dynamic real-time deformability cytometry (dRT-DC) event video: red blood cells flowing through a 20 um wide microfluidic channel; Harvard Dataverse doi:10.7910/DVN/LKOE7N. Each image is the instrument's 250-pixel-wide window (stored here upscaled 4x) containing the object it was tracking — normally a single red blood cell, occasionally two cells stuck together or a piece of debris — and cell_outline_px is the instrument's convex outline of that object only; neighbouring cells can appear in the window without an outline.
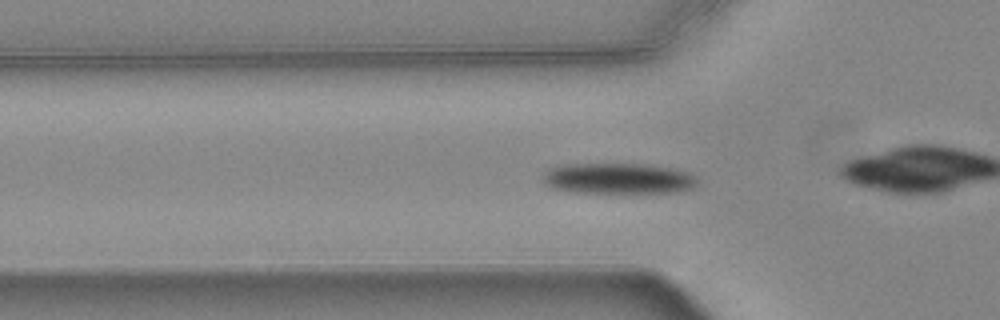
{"species": "common noctule bat (a hibernating species)", "species_latin": "Nyctalus noctula", "temperature_condition": "warm", "stored_images_in_passage": 55, "camera_frame_rate_fps": 3000, "um_per_image_px": 0.085, "animal": {"sex": "female", "body_mass_g": 24.6, "forearm_length_mm": 56.2}, "frame": {"image": 1, "passage_image": 17, "time_ms": 5.333, "image_size_px": [1000, 320], "cell_outline_px": [[696, 188], [680, 192], [568, 192], [552, 188], [544, 184], [540, 176], [548, 168], [564, 164], [644, 164], [672, 168], [688, 172], [696, 176]], "centroid_in_image_um": [52.51, 15.17], "position_along_channel_um": 73.3, "area_um2": 28.03}}
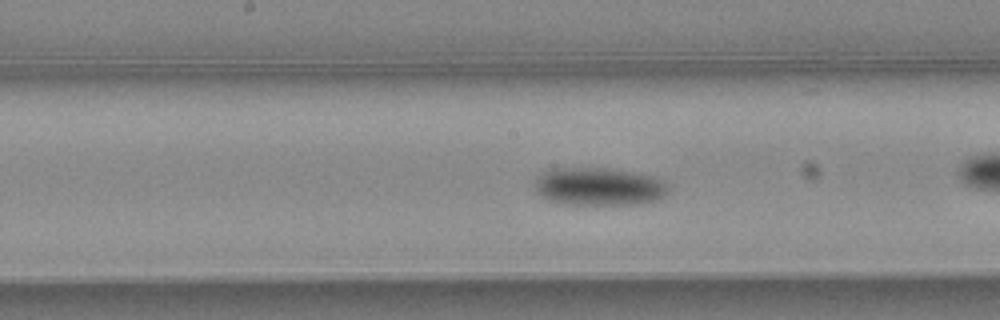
{"frame": {"image": 2, "passage_image": 27, "time_ms": 8.667, "image_size_px": [1000, 320], "cell_outline_px": [[668, 192], [664, 196], [656, 200], [640, 204], [564, 204], [548, 200], [540, 196], [536, 192], [532, 184], [536, 176], [548, 168], [608, 168], [656, 176], [668, 184]], "centroid_in_image_um": [50.86, 15.85], "position_along_channel_um": 197.3, "area_um2": 30.06}}
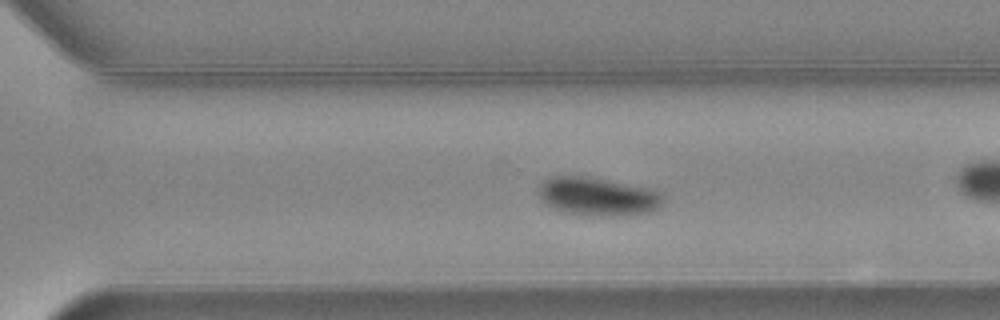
{"frame": {"image": 3, "passage_image": 37, "time_ms": 12.0, "image_size_px": [1000, 320], "cell_outline_px": [[664, 204], [648, 212], [620, 216], [588, 216], [564, 212], [552, 208], [540, 196], [540, 184], [544, 180], [552, 176], [584, 176], [648, 188], [660, 192], [664, 200]], "centroid_in_image_um": [50.82, 16.72], "position_along_channel_um": 319.8, "area_um2": 27.57}, "authors_computed_cell_mechanics": {"area_um2": 26.588, "velocity_mm_per_s": 3.6923, "shape_relaxation_time_tau1_ms": 1.7294, "shape_relaxation_time_tau2_ms": null, "deformation_change_tau1": 0.1261, "deformation_change_tau2": null}}